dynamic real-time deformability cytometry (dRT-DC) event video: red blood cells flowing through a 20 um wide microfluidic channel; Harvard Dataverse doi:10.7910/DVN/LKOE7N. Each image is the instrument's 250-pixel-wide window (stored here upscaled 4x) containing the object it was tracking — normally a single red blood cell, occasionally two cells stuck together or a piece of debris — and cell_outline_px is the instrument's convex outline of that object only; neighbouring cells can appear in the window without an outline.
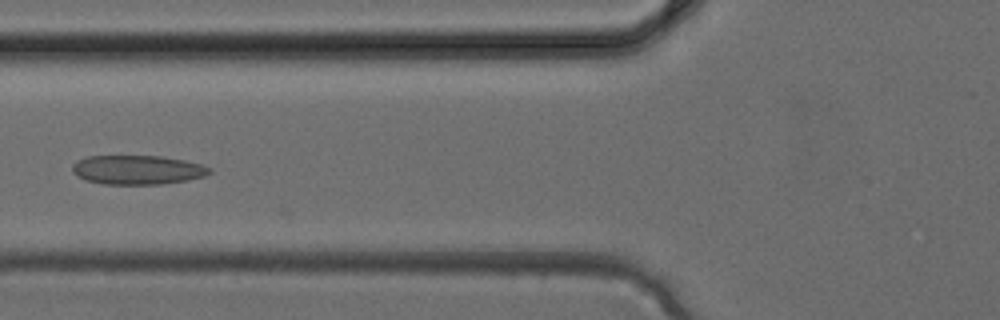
{"species": "common noctule bat (a hibernating species)", "species_latin": "Nyctalus noctula", "temperature_condition": "cold", "stored_images_in_passage": 4, "camera_frame_rate_fps": 3000, "um_per_image_px": 0.085, "animal": {"sex": "female", "body_mass_g": 24.6, "forearm_length_mm": 56.2}, "frame": {"image": 1, "passage_image": 4, "time_ms": 1.0, "image_size_px": [1000, 320], "cell_outline_px": [[212, 172], [204, 176], [184, 180], [160, 184], [104, 184], [88, 180], [72, 172], [72, 164], [76, 160], [88, 156], [160, 156], [184, 160], [200, 164], [212, 168]], "centroid_in_image_um": [11.68, 14.42], "position_along_channel_um": 114.1, "area_um2": 23.12}}